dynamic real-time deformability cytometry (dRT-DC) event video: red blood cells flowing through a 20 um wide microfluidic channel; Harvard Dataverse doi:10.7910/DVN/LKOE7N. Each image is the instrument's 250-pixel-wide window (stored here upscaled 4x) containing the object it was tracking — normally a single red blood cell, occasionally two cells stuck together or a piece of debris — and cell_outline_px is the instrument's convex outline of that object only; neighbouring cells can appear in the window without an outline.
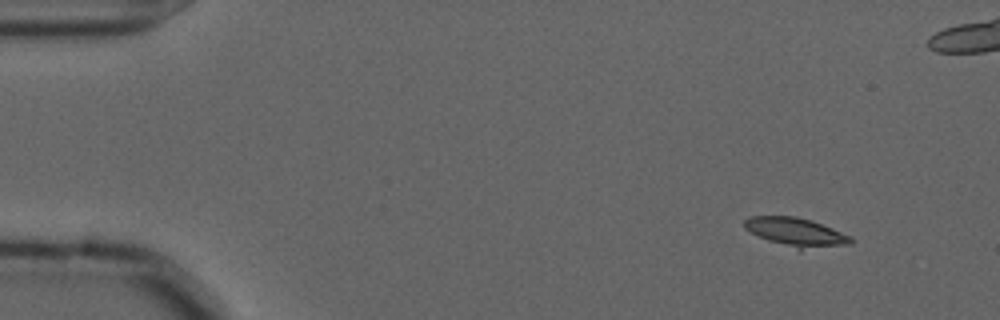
{"species": "common noctule bat (a hibernating species)", "species_latin": "Nyctalus noctula", "temperature_condition": "cold", "stored_images_in_passage": 53, "camera_frame_rate_fps": 3000, "um_per_image_px": 0.085, "animal": {"sex": "male", "forearm_length_mm": 52.5}, "frame": {"image": 1, "passage_image": 1, "time_ms": 0.0, "image_size_px": [1000, 320], "cell_outline_px": [[852, 244], [800, 252], [768, 240], [744, 228], [744, 220], [748, 216], [796, 216], [812, 220], [852, 236]], "centroid_in_image_um": [67.71, 19.77], "position_along_channel_um": 17.3, "area_um2": 18.32}}
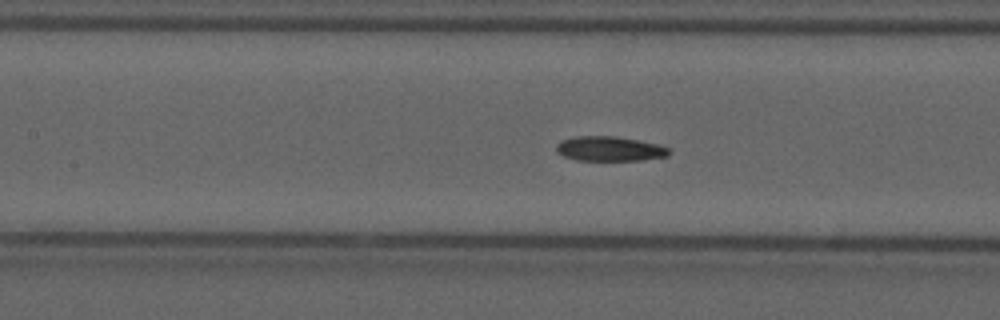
{"frame": {"image": 2, "passage_image": 21, "time_ms": 6.667, "image_size_px": [1000, 320], "cell_outline_px": [[672, 152], [668, 156], [644, 160], [576, 160], [564, 156], [556, 152], [556, 144], [560, 140], [576, 136], [616, 136], [656, 144], [672, 148]], "centroid_in_image_um": [51.83, 12.65], "position_along_channel_um": 155.6, "area_um2": 16.36}}
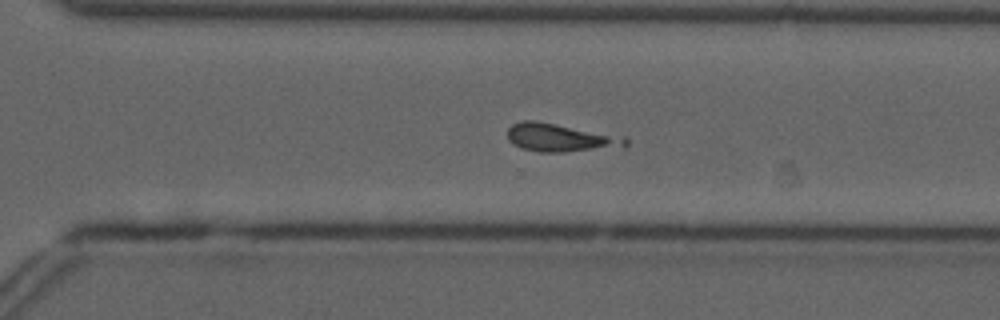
{"frame": {"image": 3, "passage_image": 35, "time_ms": 11.333, "image_size_px": [1000, 320], "cell_outline_px": [[628, 144], [624, 148], [564, 152], [540, 152], [520, 148], [512, 144], [508, 140], [508, 128], [512, 124], [520, 120], [536, 120], [624, 136], [628, 140]], "centroid_in_image_um": [47.66, 11.71], "position_along_channel_um": 322.9, "area_um2": 19.88}, "authors_computed_cell_mechanics": {"area_um2": 17.4556, "velocity_mm_per_s": 3.5939, "shape_relaxation_time_tau1_ms": null, "shape_relaxation_time_tau2_ms": 7.3683, "deformation_change_tau1": null, "deformation_change_tau2": 0.2015}}